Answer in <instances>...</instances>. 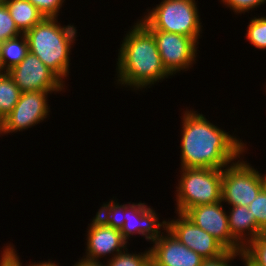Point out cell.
Listing matches in <instances>:
<instances>
[{
    "label": "cell",
    "instance_id": "1",
    "mask_svg": "<svg viewBox=\"0 0 266 266\" xmlns=\"http://www.w3.org/2000/svg\"><path fill=\"white\" fill-rule=\"evenodd\" d=\"M196 112L187 109L181 118L180 168L223 169L247 152L246 144L240 138Z\"/></svg>",
    "mask_w": 266,
    "mask_h": 266
},
{
    "label": "cell",
    "instance_id": "2",
    "mask_svg": "<svg viewBox=\"0 0 266 266\" xmlns=\"http://www.w3.org/2000/svg\"><path fill=\"white\" fill-rule=\"evenodd\" d=\"M125 34L117 58V85L150 88L171 76L165 69L152 32L138 20Z\"/></svg>",
    "mask_w": 266,
    "mask_h": 266
},
{
    "label": "cell",
    "instance_id": "3",
    "mask_svg": "<svg viewBox=\"0 0 266 266\" xmlns=\"http://www.w3.org/2000/svg\"><path fill=\"white\" fill-rule=\"evenodd\" d=\"M57 19L45 17L27 31L25 36L29 52L36 55L65 82L69 75L70 52L75 43L77 30L71 24L61 26Z\"/></svg>",
    "mask_w": 266,
    "mask_h": 266
},
{
    "label": "cell",
    "instance_id": "4",
    "mask_svg": "<svg viewBox=\"0 0 266 266\" xmlns=\"http://www.w3.org/2000/svg\"><path fill=\"white\" fill-rule=\"evenodd\" d=\"M196 4L195 0H162L139 20L149 30L181 34L199 44L203 26Z\"/></svg>",
    "mask_w": 266,
    "mask_h": 266
},
{
    "label": "cell",
    "instance_id": "5",
    "mask_svg": "<svg viewBox=\"0 0 266 266\" xmlns=\"http://www.w3.org/2000/svg\"><path fill=\"white\" fill-rule=\"evenodd\" d=\"M176 186V207L178 213H185L194 206L221 201L223 169L181 168Z\"/></svg>",
    "mask_w": 266,
    "mask_h": 266
},
{
    "label": "cell",
    "instance_id": "6",
    "mask_svg": "<svg viewBox=\"0 0 266 266\" xmlns=\"http://www.w3.org/2000/svg\"><path fill=\"white\" fill-rule=\"evenodd\" d=\"M266 186V174L259 173L243 158L223 168L221 201L231 206H249Z\"/></svg>",
    "mask_w": 266,
    "mask_h": 266
},
{
    "label": "cell",
    "instance_id": "7",
    "mask_svg": "<svg viewBox=\"0 0 266 266\" xmlns=\"http://www.w3.org/2000/svg\"><path fill=\"white\" fill-rule=\"evenodd\" d=\"M150 31L154 36L162 63L171 76L177 72L188 71L193 63H196L198 43L193 38L160 30Z\"/></svg>",
    "mask_w": 266,
    "mask_h": 266
},
{
    "label": "cell",
    "instance_id": "8",
    "mask_svg": "<svg viewBox=\"0 0 266 266\" xmlns=\"http://www.w3.org/2000/svg\"><path fill=\"white\" fill-rule=\"evenodd\" d=\"M58 91L22 92L13 110L2 120L3 135L17 133L40 124L50 112L48 94Z\"/></svg>",
    "mask_w": 266,
    "mask_h": 266
},
{
    "label": "cell",
    "instance_id": "9",
    "mask_svg": "<svg viewBox=\"0 0 266 266\" xmlns=\"http://www.w3.org/2000/svg\"><path fill=\"white\" fill-rule=\"evenodd\" d=\"M7 72L21 92H61L66 87L65 83L31 52H28L18 65Z\"/></svg>",
    "mask_w": 266,
    "mask_h": 266
},
{
    "label": "cell",
    "instance_id": "10",
    "mask_svg": "<svg viewBox=\"0 0 266 266\" xmlns=\"http://www.w3.org/2000/svg\"><path fill=\"white\" fill-rule=\"evenodd\" d=\"M176 214L178 218L168 219L167 229L187 248L205 260L220 257L227 251L216 238L195 225L183 213Z\"/></svg>",
    "mask_w": 266,
    "mask_h": 266
},
{
    "label": "cell",
    "instance_id": "11",
    "mask_svg": "<svg viewBox=\"0 0 266 266\" xmlns=\"http://www.w3.org/2000/svg\"><path fill=\"white\" fill-rule=\"evenodd\" d=\"M184 215L199 228L216 238L229 251H242L243 247L231 236L228 214L222 201L194 206Z\"/></svg>",
    "mask_w": 266,
    "mask_h": 266
},
{
    "label": "cell",
    "instance_id": "12",
    "mask_svg": "<svg viewBox=\"0 0 266 266\" xmlns=\"http://www.w3.org/2000/svg\"><path fill=\"white\" fill-rule=\"evenodd\" d=\"M158 219L159 216L146 203H127L125 204V222L120 230L121 235L127 243L130 240L129 237L135 234L145 236L147 241L152 242L164 233L161 232L162 230L167 228V220L161 223Z\"/></svg>",
    "mask_w": 266,
    "mask_h": 266
},
{
    "label": "cell",
    "instance_id": "13",
    "mask_svg": "<svg viewBox=\"0 0 266 266\" xmlns=\"http://www.w3.org/2000/svg\"><path fill=\"white\" fill-rule=\"evenodd\" d=\"M166 233L152 241L151 266H201L205 260L187 248L167 228ZM166 235V236H165Z\"/></svg>",
    "mask_w": 266,
    "mask_h": 266
},
{
    "label": "cell",
    "instance_id": "14",
    "mask_svg": "<svg viewBox=\"0 0 266 266\" xmlns=\"http://www.w3.org/2000/svg\"><path fill=\"white\" fill-rule=\"evenodd\" d=\"M88 226L84 259L100 261V258L111 254L113 258L127 247V242L123 239L120 230L102 224L95 217Z\"/></svg>",
    "mask_w": 266,
    "mask_h": 266
},
{
    "label": "cell",
    "instance_id": "15",
    "mask_svg": "<svg viewBox=\"0 0 266 266\" xmlns=\"http://www.w3.org/2000/svg\"><path fill=\"white\" fill-rule=\"evenodd\" d=\"M231 208V209H230ZM228 223L231 236L244 248L250 241L263 234L247 206L229 207Z\"/></svg>",
    "mask_w": 266,
    "mask_h": 266
},
{
    "label": "cell",
    "instance_id": "16",
    "mask_svg": "<svg viewBox=\"0 0 266 266\" xmlns=\"http://www.w3.org/2000/svg\"><path fill=\"white\" fill-rule=\"evenodd\" d=\"M18 30L25 34L41 22L44 15L28 0H3Z\"/></svg>",
    "mask_w": 266,
    "mask_h": 266
},
{
    "label": "cell",
    "instance_id": "17",
    "mask_svg": "<svg viewBox=\"0 0 266 266\" xmlns=\"http://www.w3.org/2000/svg\"><path fill=\"white\" fill-rule=\"evenodd\" d=\"M28 52L25 34L4 41L0 44V72H7L18 65Z\"/></svg>",
    "mask_w": 266,
    "mask_h": 266
},
{
    "label": "cell",
    "instance_id": "18",
    "mask_svg": "<svg viewBox=\"0 0 266 266\" xmlns=\"http://www.w3.org/2000/svg\"><path fill=\"white\" fill-rule=\"evenodd\" d=\"M21 93L8 72H0V118L2 120L13 110Z\"/></svg>",
    "mask_w": 266,
    "mask_h": 266
},
{
    "label": "cell",
    "instance_id": "19",
    "mask_svg": "<svg viewBox=\"0 0 266 266\" xmlns=\"http://www.w3.org/2000/svg\"><path fill=\"white\" fill-rule=\"evenodd\" d=\"M94 217L104 225L121 230L125 222V204L112 199L104 203Z\"/></svg>",
    "mask_w": 266,
    "mask_h": 266
},
{
    "label": "cell",
    "instance_id": "20",
    "mask_svg": "<svg viewBox=\"0 0 266 266\" xmlns=\"http://www.w3.org/2000/svg\"><path fill=\"white\" fill-rule=\"evenodd\" d=\"M126 247L122 252H119L113 258L107 260V266H151L150 247L145 252L138 254L129 253Z\"/></svg>",
    "mask_w": 266,
    "mask_h": 266
},
{
    "label": "cell",
    "instance_id": "21",
    "mask_svg": "<svg viewBox=\"0 0 266 266\" xmlns=\"http://www.w3.org/2000/svg\"><path fill=\"white\" fill-rule=\"evenodd\" d=\"M246 31V39L255 48L266 50V16L252 17Z\"/></svg>",
    "mask_w": 266,
    "mask_h": 266
},
{
    "label": "cell",
    "instance_id": "22",
    "mask_svg": "<svg viewBox=\"0 0 266 266\" xmlns=\"http://www.w3.org/2000/svg\"><path fill=\"white\" fill-rule=\"evenodd\" d=\"M21 34L4 1L0 0V44Z\"/></svg>",
    "mask_w": 266,
    "mask_h": 266
},
{
    "label": "cell",
    "instance_id": "23",
    "mask_svg": "<svg viewBox=\"0 0 266 266\" xmlns=\"http://www.w3.org/2000/svg\"><path fill=\"white\" fill-rule=\"evenodd\" d=\"M243 251L257 264L266 266V233L250 241Z\"/></svg>",
    "mask_w": 266,
    "mask_h": 266
},
{
    "label": "cell",
    "instance_id": "24",
    "mask_svg": "<svg viewBox=\"0 0 266 266\" xmlns=\"http://www.w3.org/2000/svg\"><path fill=\"white\" fill-rule=\"evenodd\" d=\"M248 207L250 213L254 215L259 229L266 233V186L258 193Z\"/></svg>",
    "mask_w": 266,
    "mask_h": 266
},
{
    "label": "cell",
    "instance_id": "25",
    "mask_svg": "<svg viewBox=\"0 0 266 266\" xmlns=\"http://www.w3.org/2000/svg\"><path fill=\"white\" fill-rule=\"evenodd\" d=\"M47 18H58L65 0H28Z\"/></svg>",
    "mask_w": 266,
    "mask_h": 266
},
{
    "label": "cell",
    "instance_id": "26",
    "mask_svg": "<svg viewBox=\"0 0 266 266\" xmlns=\"http://www.w3.org/2000/svg\"><path fill=\"white\" fill-rule=\"evenodd\" d=\"M228 8L232 9L235 14H241L254 10L266 2V0H221Z\"/></svg>",
    "mask_w": 266,
    "mask_h": 266
},
{
    "label": "cell",
    "instance_id": "27",
    "mask_svg": "<svg viewBox=\"0 0 266 266\" xmlns=\"http://www.w3.org/2000/svg\"><path fill=\"white\" fill-rule=\"evenodd\" d=\"M1 252L0 266H23L14 245L8 244Z\"/></svg>",
    "mask_w": 266,
    "mask_h": 266
},
{
    "label": "cell",
    "instance_id": "28",
    "mask_svg": "<svg viewBox=\"0 0 266 266\" xmlns=\"http://www.w3.org/2000/svg\"><path fill=\"white\" fill-rule=\"evenodd\" d=\"M240 256V251H229L227 250L222 256L214 259H206L203 261L201 266H233L230 263L236 257Z\"/></svg>",
    "mask_w": 266,
    "mask_h": 266
},
{
    "label": "cell",
    "instance_id": "29",
    "mask_svg": "<svg viewBox=\"0 0 266 266\" xmlns=\"http://www.w3.org/2000/svg\"><path fill=\"white\" fill-rule=\"evenodd\" d=\"M74 266H107L101 263L100 261H91L84 258H81Z\"/></svg>",
    "mask_w": 266,
    "mask_h": 266
},
{
    "label": "cell",
    "instance_id": "30",
    "mask_svg": "<svg viewBox=\"0 0 266 266\" xmlns=\"http://www.w3.org/2000/svg\"><path fill=\"white\" fill-rule=\"evenodd\" d=\"M241 260H243L245 266H262L257 263H255L243 250L240 251Z\"/></svg>",
    "mask_w": 266,
    "mask_h": 266
},
{
    "label": "cell",
    "instance_id": "31",
    "mask_svg": "<svg viewBox=\"0 0 266 266\" xmlns=\"http://www.w3.org/2000/svg\"><path fill=\"white\" fill-rule=\"evenodd\" d=\"M26 266H59V263H56L55 262H52V261H49L48 262H40V263H33V264H27Z\"/></svg>",
    "mask_w": 266,
    "mask_h": 266
},
{
    "label": "cell",
    "instance_id": "32",
    "mask_svg": "<svg viewBox=\"0 0 266 266\" xmlns=\"http://www.w3.org/2000/svg\"><path fill=\"white\" fill-rule=\"evenodd\" d=\"M3 136V122L2 119L0 118V136Z\"/></svg>",
    "mask_w": 266,
    "mask_h": 266
}]
</instances>
